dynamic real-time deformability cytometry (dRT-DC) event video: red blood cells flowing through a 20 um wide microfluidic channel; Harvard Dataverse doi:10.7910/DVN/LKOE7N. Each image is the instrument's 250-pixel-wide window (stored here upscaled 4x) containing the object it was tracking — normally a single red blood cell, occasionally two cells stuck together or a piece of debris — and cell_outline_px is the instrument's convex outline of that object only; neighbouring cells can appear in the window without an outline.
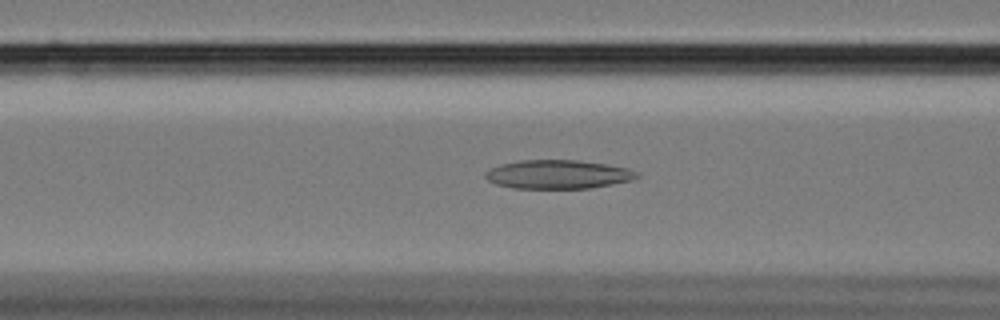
{"species": "Egyptian fruit bat (a non-hibernating species)", "species_latin": "Rousettus aegyptiacus", "temperature_condition": "cold", "stored_images_in_passage": 36, "camera_frame_rate_fps": 3000, "um_per_image_px": 0.085, "animal": {"sex": "female"}, "frame": {"image": 1, "passage_image": 8, "time_ms": 2.333, "image_size_px": [1000, 320], "cell_outline_px": [[640, 176], [632, 180], [588, 188], [512, 188], [496, 184], [488, 180], [484, 176], [484, 172], [500, 164], [520, 160], [580, 160], [608, 164], [628, 168], [640, 172]], "centroid_in_image_um": [47.44, 14.81], "position_along_channel_um": 119.2, "area_um2": 25.49}}
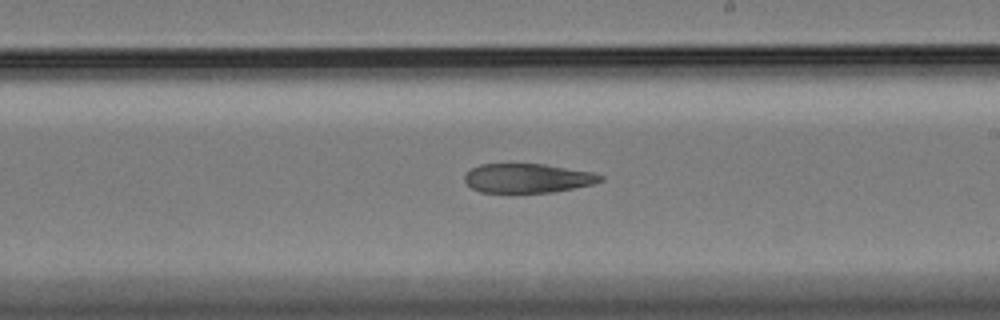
{"frame": {"image": 2, "passage_image": 19, "time_ms": 6.0, "image_size_px": [1000, 320], "cell_outline_px": [[604, 180], [592, 184], [552, 192], [480, 192], [472, 188], [464, 180], [464, 176], [472, 168], [480, 164], [544, 164], [592, 172], [604, 176]], "centroid_in_image_um": [44.85, 15.14], "position_along_channel_um": 244.2, "area_um2": 22.89}}
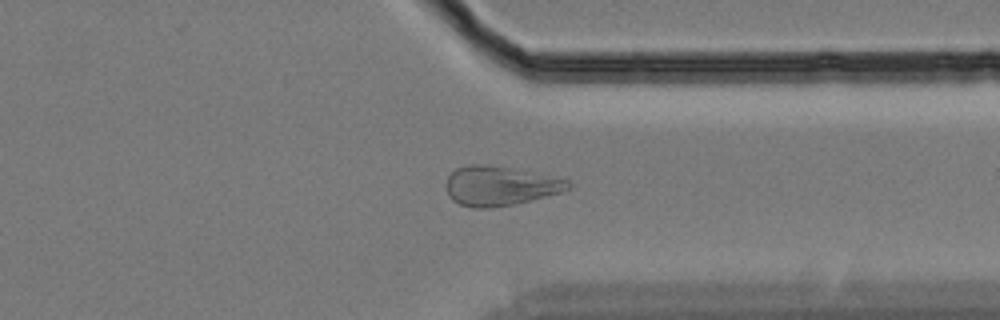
{"frame": {"image": 3, "passage_image": 30, "time_ms": 9.667, "image_size_px": [1000, 320], "cell_outline_px": [[572, 184], [568, 188], [560, 192], [532, 200], [492, 208], [472, 208], [460, 204], [452, 200], [448, 196], [444, 184], [448, 176], [456, 168], [468, 164], [488, 164], [512, 168], [568, 180]], "centroid_in_image_um": [42.42, 15.8], "position_along_channel_um": 369.0, "area_um2": 28.09}, "authors_computed_cell_mechanics": {"area_um2": 25.2297, "velocity_mm_per_s": 3.4086, "shape_relaxation_time_tau1_ms": null, "shape_relaxation_time_tau2_ms": 8.2923, "deformation_change_tau1": null, "deformation_change_tau2": 0.1604}}